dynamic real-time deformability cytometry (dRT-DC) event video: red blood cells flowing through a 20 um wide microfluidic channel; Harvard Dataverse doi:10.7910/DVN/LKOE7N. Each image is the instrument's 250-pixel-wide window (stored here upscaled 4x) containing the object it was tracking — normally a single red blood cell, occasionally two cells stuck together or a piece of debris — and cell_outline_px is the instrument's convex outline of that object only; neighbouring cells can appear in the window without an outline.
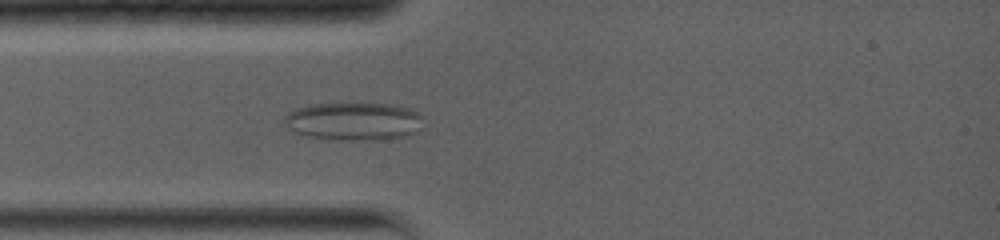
{"species": "common noctule bat (a hibernating species)", "species_latin": "Nyctalus noctula", "temperature_condition": "warm", "stored_images_in_passage": 5, "camera_frame_rate_fps": 5000, "um_per_image_px": 0.085, "animal": {"sex": "female", "body_mass_g": 19.0, "forearm_length_mm": 56.7}, "frame": {"image": 1, "passage_image": 4, "time_ms": 2.8, "image_size_px": [1000, 240], "cell_outline_px": [[424, 116], [416, 132], [404, 136], [384, 140], [336, 140], [308, 136], [292, 132], [284, 124], [284, 116], [288, 112], [296, 108], [312, 104], [392, 104], [412, 108]], "centroid_in_image_um": [30.06, 10.32], "position_along_channel_um": 54.9, "area_um2": 31.04}}
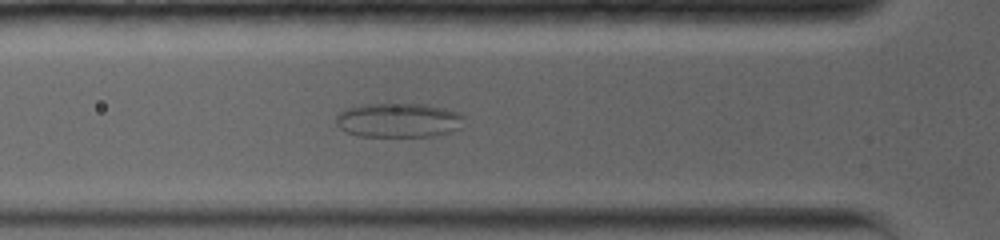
{"frame": {"image": 2, "passage_image": 5, "time_ms": 3.8, "image_size_px": [1000, 240], "cell_outline_px": [[464, 116], [460, 128], [448, 132], [432, 136], [360, 136], [348, 132], [340, 128], [336, 124], [336, 116], [340, 112], [348, 108], [360, 104], [428, 104], [444, 108], [456, 112]], "centroid_in_image_um": [33.86, 10.21], "position_along_channel_um": 91.9, "area_um2": 25.49}}